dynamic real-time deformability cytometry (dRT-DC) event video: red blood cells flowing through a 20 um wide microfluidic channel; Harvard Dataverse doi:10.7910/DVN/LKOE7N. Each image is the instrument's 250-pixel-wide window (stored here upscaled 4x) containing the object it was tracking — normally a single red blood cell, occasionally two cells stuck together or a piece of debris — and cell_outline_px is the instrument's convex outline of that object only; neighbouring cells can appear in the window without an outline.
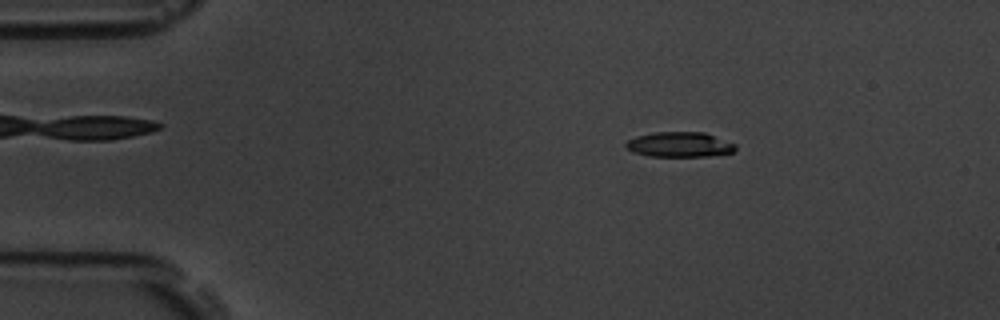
{"species": "common noctule bat (a hibernating species)", "species_latin": "Nyctalus noctula", "temperature_condition": "room temperature", "stored_images_in_passage": 4, "camera_frame_rate_fps": 3000, "um_per_image_px": 0.085, "animal": {"sex": "male", "body_mass_g": 19.5, "forearm_length_mm": 54.6}, "frame": {"image": 1, "passage_image": 2, "time_ms": 1.0, "image_size_px": [1000, 320], "cell_outline_px": [[736, 148], [732, 152], [712, 156], [648, 156], [632, 152], [624, 144], [628, 140], [636, 136], [656, 132], [704, 132], [736, 144]], "centroid_in_image_um": [57.76, 12.29], "position_along_channel_um": 27.2, "area_um2": 15.95}}